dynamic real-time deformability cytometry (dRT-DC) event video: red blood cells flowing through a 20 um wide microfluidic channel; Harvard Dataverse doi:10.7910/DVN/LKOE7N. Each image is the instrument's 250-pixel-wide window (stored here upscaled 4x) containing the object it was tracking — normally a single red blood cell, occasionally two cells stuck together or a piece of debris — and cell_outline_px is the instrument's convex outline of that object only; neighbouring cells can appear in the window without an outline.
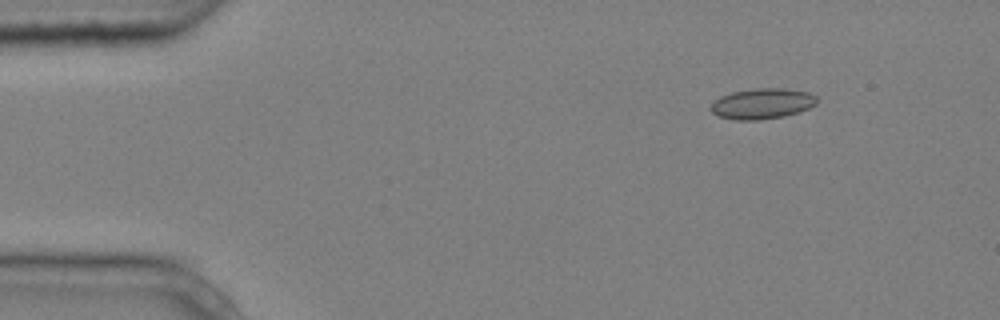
{"species": "common noctule bat (a hibernating species)", "species_latin": "Nyctalus noctula", "temperature_condition": "cold", "stored_images_in_passage": 5, "camera_frame_rate_fps": 3000, "um_per_image_px": 0.085, "animal": {"sex": "male", "body_mass_g": 20.4}, "frame": {"image": 1, "passage_image": 2, "time_ms": 0.333, "image_size_px": [1000, 320], "cell_outline_px": [[820, 100], [816, 104], [808, 108], [784, 116], [756, 120], [736, 120], [720, 116], [712, 112], [712, 104], [720, 96], [732, 92], [756, 88], [784, 88], [808, 92], [816, 96]], "centroid_in_image_um": [64.82, 8.8], "position_along_channel_um": 20.2, "area_um2": 18.73}}
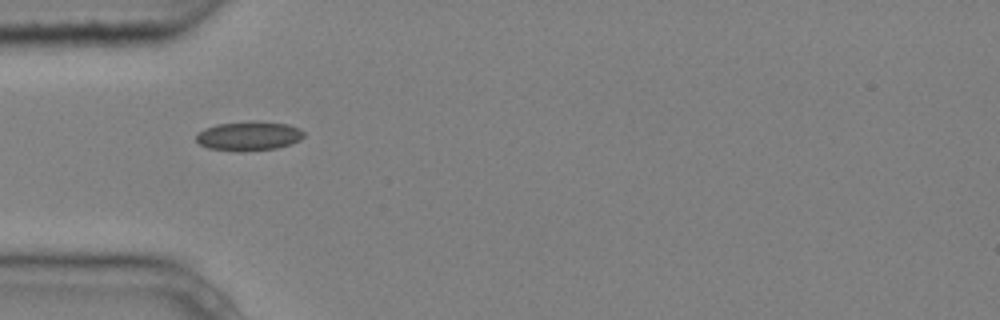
{"frame": {"image": 2, "passage_image": 4, "time_ms": 1.0, "image_size_px": [1000, 320], "cell_outline_px": [[304, 136], [300, 140], [292, 144], [276, 148], [244, 152], [236, 152], [208, 148], [200, 144], [196, 140], [196, 132], [204, 128], [216, 124], [252, 120], [256, 120], [288, 124], [300, 128], [304, 132]], "centroid_in_image_um": [21.14, 11.55], "position_along_channel_um": 63.9, "area_um2": 18.9}}
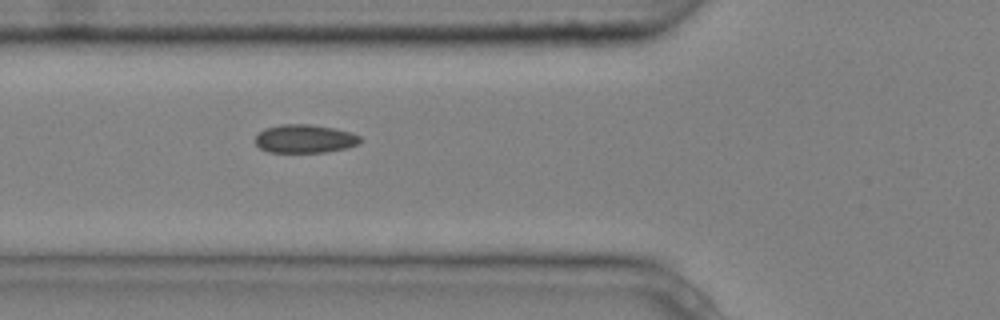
{"frame": {"image": 3, "passage_image": 5, "time_ms": 1.333, "image_size_px": [1000, 320], "cell_outline_px": [[364, 140], [360, 144], [344, 148], [324, 152], [268, 152], [260, 148], [256, 144], [256, 136], [264, 128], [280, 124], [308, 124], [332, 128], [352, 132], [360, 136]], "centroid_in_image_um": [25.93, 11.79], "position_along_channel_um": 99.9, "area_um2": 17.4}}